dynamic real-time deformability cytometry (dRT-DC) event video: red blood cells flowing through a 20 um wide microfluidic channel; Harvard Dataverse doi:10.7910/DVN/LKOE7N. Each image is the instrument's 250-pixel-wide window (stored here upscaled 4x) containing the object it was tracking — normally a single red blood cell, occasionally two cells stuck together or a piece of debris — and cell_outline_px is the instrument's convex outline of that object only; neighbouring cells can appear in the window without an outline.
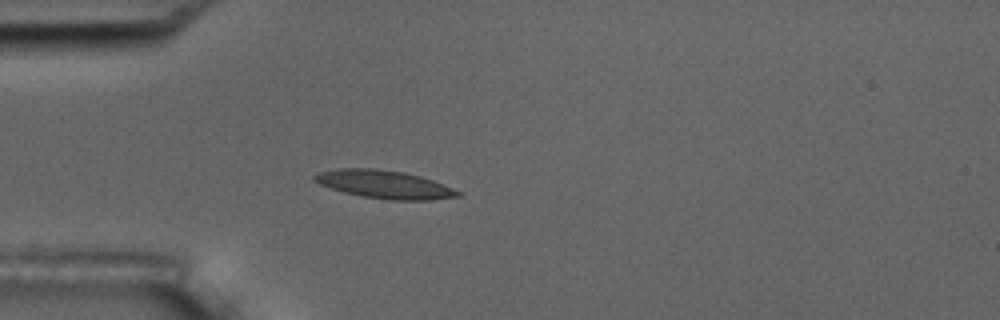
{"species": "common noctule bat (a hibernating species)", "species_latin": "Nyctalus noctula", "temperature_condition": "room temperature", "stored_images_in_passage": 4, "camera_frame_rate_fps": 3000, "um_per_image_px": 0.085, "animal": {"sex": "male", "body_mass_g": 17.5, "forearm_length_mm": 52.3}, "frame": {"image": 1, "passage_image": 4, "time_ms": 3.667, "image_size_px": [1000, 320], "cell_outline_px": [[464, 192], [460, 196], [432, 200], [392, 200], [364, 196], [344, 192], [320, 184], [312, 180], [312, 176], [316, 172], [340, 168], [376, 168], [404, 172], [420, 176], [432, 180]], "centroid_in_image_um": [32.68, 15.66], "position_along_channel_um": 52.3, "area_um2": 23.52}}